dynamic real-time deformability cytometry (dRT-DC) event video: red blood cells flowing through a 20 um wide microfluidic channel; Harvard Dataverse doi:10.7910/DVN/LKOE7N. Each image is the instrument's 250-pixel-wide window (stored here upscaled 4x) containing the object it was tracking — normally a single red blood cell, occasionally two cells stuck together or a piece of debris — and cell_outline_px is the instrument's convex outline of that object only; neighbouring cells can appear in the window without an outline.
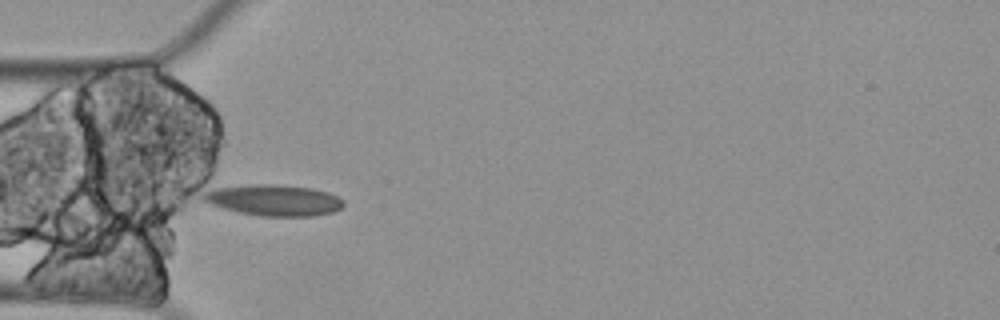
{"species": "Egyptian fruit bat (a non-hibernating species)", "species_latin": "Rousettus aegyptiacus", "temperature_condition": "cold", "stored_images_in_passage": 8, "camera_frame_rate_fps": 3000, "um_per_image_px": 0.085, "animal": {"sex": "female"}, "frame": {"image": 1, "passage_image": 6, "time_ms": 1.667, "image_size_px": [1000, 320], "cell_outline_px": [[344, 204], [340, 208], [332, 212], [312, 216], [260, 216], [240, 212], [224, 208], [200, 200], [200, 196], [212, 184], [276, 184], [312, 188], [328, 192], [344, 200]], "centroid_in_image_um": [23.13, 16.97], "position_along_channel_um": 61.9, "area_um2": 26.18}}
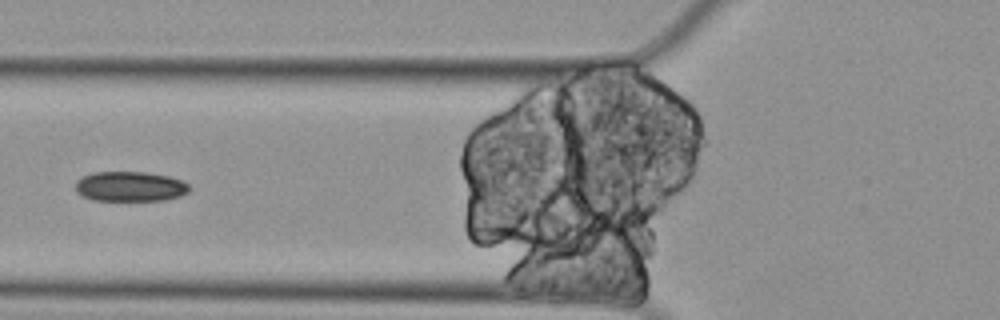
{"frame": {"image": 2, "passage_image": 7, "time_ms": 2.0, "image_size_px": [1000, 320], "cell_outline_px": [[192, 188], [188, 192], [180, 196], [164, 200], [92, 200], [80, 196], [76, 192], [76, 180], [92, 172], [144, 172], [168, 176], [180, 180], [188, 184]], "centroid_in_image_um": [11.04, 15.85], "position_along_channel_um": 114.8, "area_um2": 19.94}}
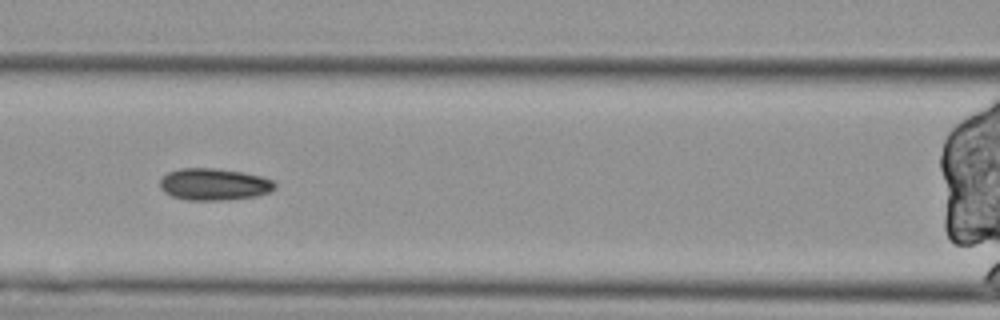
{"frame": {"image": 3, "passage_image": 8, "time_ms": 2.333, "image_size_px": [1000, 320], "cell_outline_px": [[276, 188], [268, 192], [256, 196], [228, 200], [188, 200], [172, 196], [164, 192], [160, 188], [160, 180], [168, 172], [180, 168], [216, 168], [244, 172], [260, 176], [272, 180], [276, 184]], "centroid_in_image_um": [18.19, 15.66], "position_along_channel_um": 148.4, "area_um2": 21.44}}